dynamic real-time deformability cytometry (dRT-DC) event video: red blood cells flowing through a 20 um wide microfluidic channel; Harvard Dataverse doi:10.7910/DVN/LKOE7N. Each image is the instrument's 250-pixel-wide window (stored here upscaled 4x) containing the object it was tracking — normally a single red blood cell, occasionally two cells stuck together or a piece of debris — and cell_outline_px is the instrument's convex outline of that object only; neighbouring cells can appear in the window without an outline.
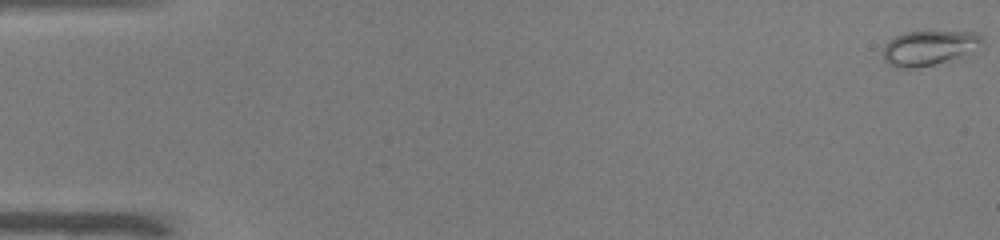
{"species": "common noctule bat (a hibernating species)", "species_latin": "Nyctalus noctula", "temperature_condition": "warm", "stored_images_in_passage": 52, "camera_frame_rate_fps": 3000, "um_per_image_px": 0.085, "animal": {"sex": "male", "body_mass_g": 19.0, "forearm_length_mm": 50.8}, "frame": {"image": 1, "passage_image": 1, "time_ms": 0.0, "image_size_px": [1000, 240], "cell_outline_px": [[984, 44], [968, 60], [916, 68], [896, 68], [888, 64], [884, 60], [884, 44], [888, 40], [896, 36], [908, 32], [976, 32], [984, 40]], "centroid_in_image_um": [79.12, 4.13], "position_along_channel_um": 5.9, "area_um2": 21.33}}
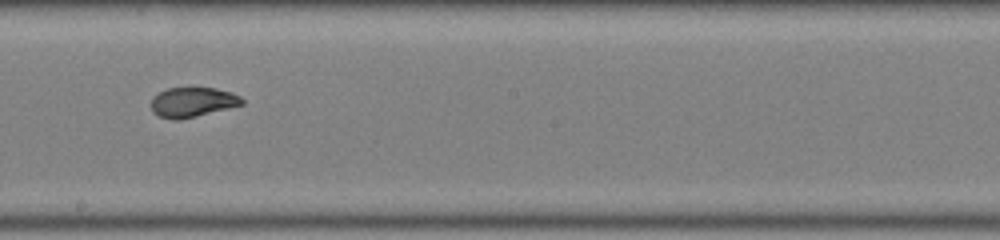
{"frame": {"image": 2, "passage_image": 30, "time_ms": 9.667, "image_size_px": [1000, 240], "cell_outline_px": [[244, 104], [180, 120], [172, 120], [160, 116], [152, 112], [152, 100], [160, 92], [168, 88], [216, 88], [232, 92], [240, 96], [244, 100]], "centroid_in_image_um": [16.4, 8.69], "position_along_channel_um": 231.8, "area_um2": 15.61}}
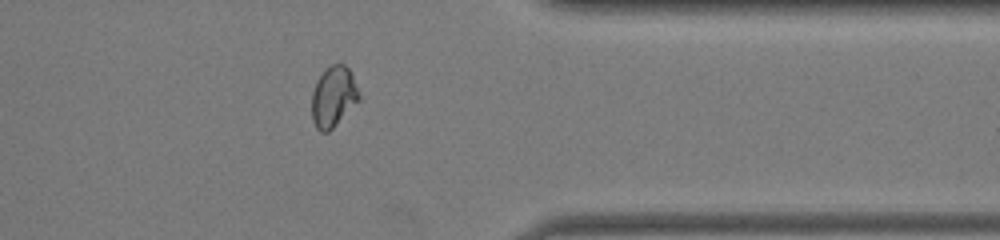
{"frame": {"image": 3, "passage_image": 42, "time_ms": 13.667, "image_size_px": [1000, 240], "cell_outline_px": [[360, 100], [328, 132], [320, 132], [316, 128], [312, 120], [312, 92], [316, 80], [332, 64], [344, 64], [348, 68], [352, 76], [360, 96]], "centroid_in_image_um": [28.32, 8.24], "position_along_channel_um": 383.1, "area_um2": 16.47}, "authors_computed_cell_mechanics": {"area_um2": 17.1666, "velocity_mm_per_s": 3.9953, "shape_relaxation_time_tau1_ms": 5.7067, "shape_relaxation_time_tau2_ms": null, "deformation_change_tau1": 0.2159, "deformation_change_tau2": null}}